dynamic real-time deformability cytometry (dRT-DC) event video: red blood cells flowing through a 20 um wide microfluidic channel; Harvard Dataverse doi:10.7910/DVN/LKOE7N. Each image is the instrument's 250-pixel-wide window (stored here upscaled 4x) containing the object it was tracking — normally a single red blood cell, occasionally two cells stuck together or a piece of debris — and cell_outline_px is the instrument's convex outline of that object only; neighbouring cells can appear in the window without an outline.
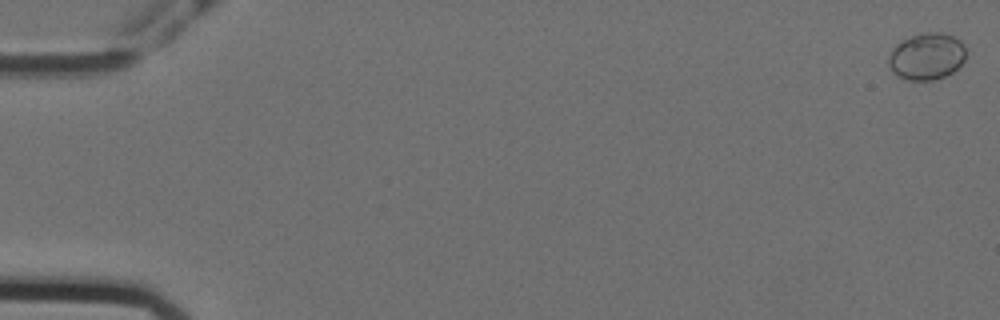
{"species": "Egyptian fruit bat (a non-hibernating species)", "species_latin": "Rousettus aegyptiacus", "temperature_condition": "cold", "stored_images_in_passage": 58, "camera_frame_rate_fps": 3000, "um_per_image_px": 0.085, "animal": {"sex": "female"}, "frame": {"image": 1, "passage_image": 1, "time_ms": 0.0, "image_size_px": [1000, 320], "cell_outline_px": [[964, 60], [952, 72], [944, 76], [932, 80], [908, 80], [892, 72], [888, 64], [888, 56], [892, 48], [896, 44], [912, 36], [924, 32], [940, 32], [952, 36], [960, 40], [964, 44]], "centroid_in_image_um": [78.74, 4.79], "position_along_channel_um": 6.3, "area_um2": 20.92}}
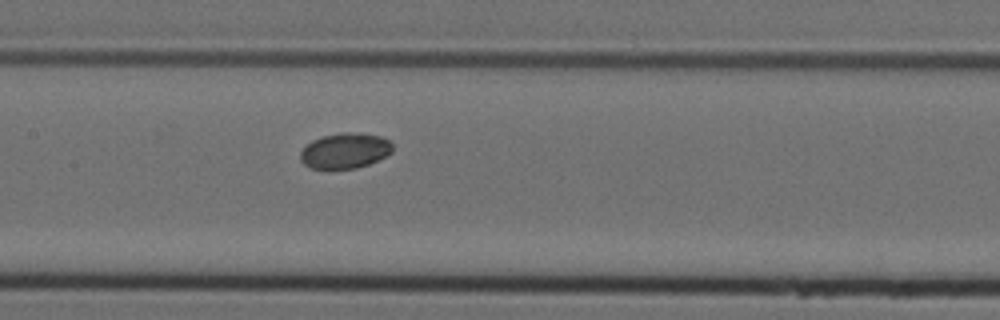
{"frame": {"image": 2, "passage_image": 29, "time_ms": 9.333, "image_size_px": [1000, 320], "cell_outline_px": [[392, 152], [368, 164], [356, 168], [312, 168], [304, 164], [300, 160], [300, 152], [312, 140], [324, 136], [340, 132], [352, 132], [380, 136], [388, 140], [392, 144]], "centroid_in_image_um": [29.31, 12.8], "position_along_channel_um": 178.1, "area_um2": 18.73}}
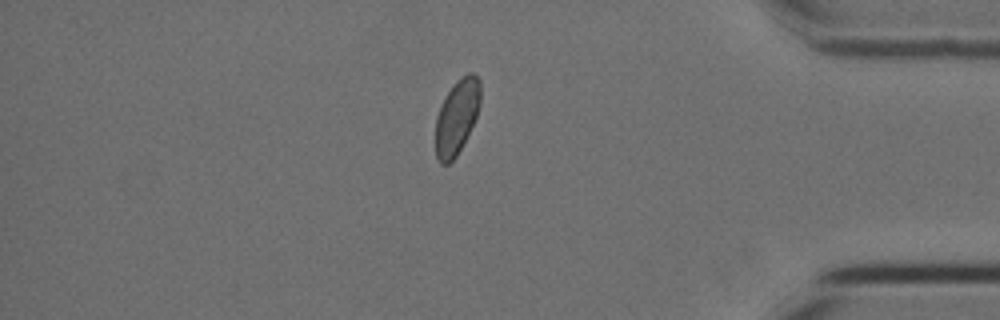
{"frame": {"image": 3, "passage_image": 50, "time_ms": 16.333, "image_size_px": [1000, 320], "cell_outline_px": [[480, 104], [476, 116], [456, 156], [448, 164], [440, 164], [436, 156], [436, 116], [452, 84], [456, 80], [468, 72], [472, 72], [480, 80]], "centroid_in_image_um": [38.83, 9.9], "position_along_channel_um": 396.4, "area_um2": 19.19}, "authors_computed_cell_mechanics": {"area_um2": 19.4497, "velocity_mm_per_s": 3.5288, "shape_relaxation_time_tau1_ms": null, "shape_relaxation_time_tau2_ms": 2.5235, "deformation_change_tau1": null, "deformation_change_tau2": 0.0306}}